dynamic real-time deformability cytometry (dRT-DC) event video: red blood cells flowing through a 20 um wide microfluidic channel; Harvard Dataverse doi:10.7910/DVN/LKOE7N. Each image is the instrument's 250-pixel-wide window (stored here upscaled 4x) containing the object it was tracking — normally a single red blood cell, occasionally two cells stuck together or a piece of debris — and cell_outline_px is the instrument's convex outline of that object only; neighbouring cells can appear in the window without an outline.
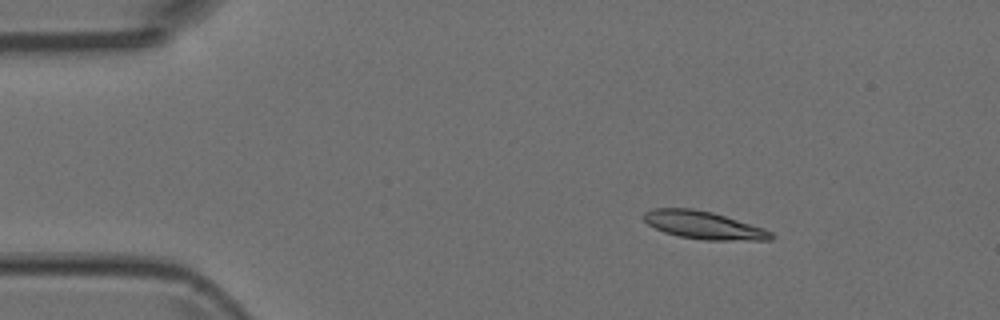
{"species": "Egyptian fruit bat (a non-hibernating species)", "species_latin": "Rousettus aegyptiacus", "temperature_condition": "room temperature", "stored_images_in_passage": 3, "camera_frame_rate_fps": 3000, "um_per_image_px": 0.085, "animal": {"sex": "female"}, "frame": {"image": 1, "passage_image": 1, "time_ms": 0.0, "image_size_px": [1000, 320], "cell_outline_px": [[776, 236], [772, 240], [704, 240], [680, 236], [664, 232], [648, 224], [644, 220], [644, 212], [652, 208], [692, 208], [712, 212], [764, 228], [772, 232]], "centroid_in_image_um": [59.83, 19.14], "position_along_channel_um": 25.2, "area_um2": 20.58}}